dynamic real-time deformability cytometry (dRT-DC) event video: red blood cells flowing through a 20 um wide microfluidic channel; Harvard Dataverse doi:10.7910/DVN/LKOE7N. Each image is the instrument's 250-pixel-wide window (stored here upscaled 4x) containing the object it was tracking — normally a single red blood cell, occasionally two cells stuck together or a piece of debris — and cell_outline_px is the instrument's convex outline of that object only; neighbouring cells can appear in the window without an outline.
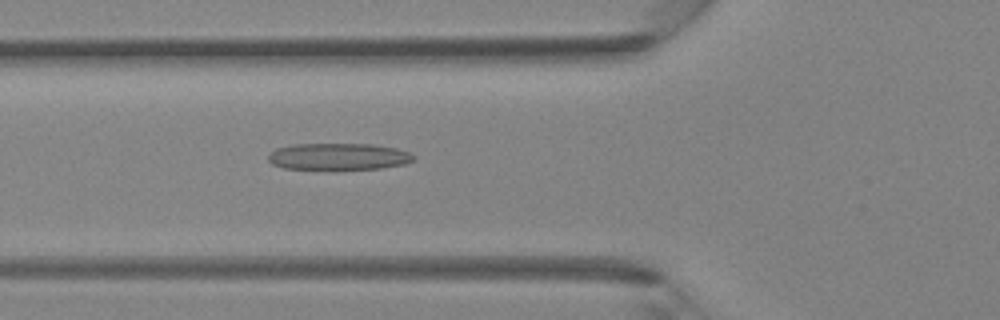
{"species": "Egyptian fruit bat (a non-hibernating species)", "species_latin": "Rousettus aegyptiacus", "temperature_condition": "room temperature", "stored_images_in_passage": 30, "camera_frame_rate_fps": 3000, "um_per_image_px": 0.085, "animal": {"sex": "female"}, "frame": {"image": 1, "passage_image": 3, "time_ms": 0.667, "image_size_px": [1000, 320], "cell_outline_px": [[416, 156], [412, 160], [404, 164], [380, 168], [336, 172], [332, 172], [284, 168], [272, 164], [268, 160], [268, 156], [276, 148], [296, 144], [372, 144], [396, 148], [408, 152]], "centroid_in_image_um": [28.74, 13.35], "position_along_channel_um": 97.1, "area_um2": 23.58}}
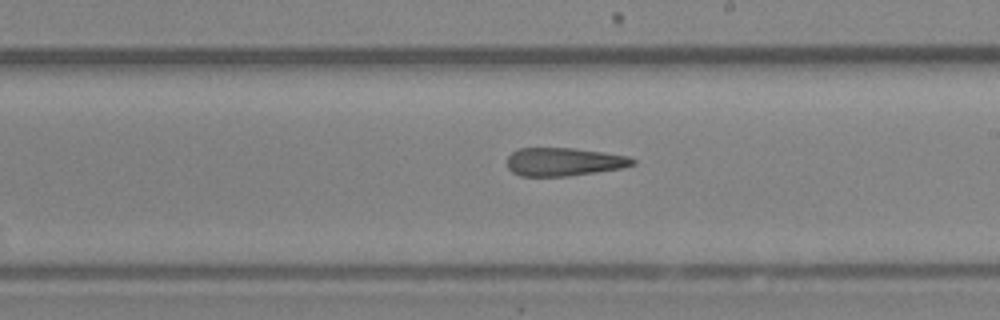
{"frame": {"image": 2, "passage_image": 12, "time_ms": 3.667, "image_size_px": [1000, 320], "cell_outline_px": [[636, 164], [624, 168], [568, 176], [520, 176], [512, 172], [508, 168], [508, 156], [512, 152], [520, 148], [572, 148], [604, 152], [628, 156], [636, 160]], "centroid_in_image_um": [47.96, 13.75], "position_along_channel_um": 241.0, "area_um2": 20.75}}
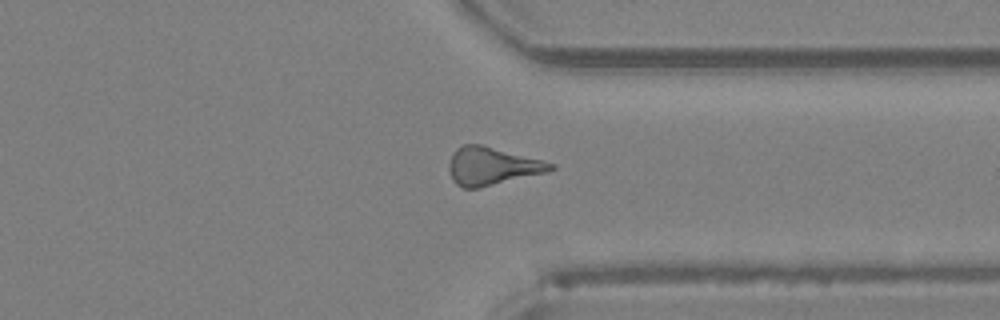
{"frame": {"image": 3, "passage_image": 20, "time_ms": 6.333, "image_size_px": [1000, 320], "cell_outline_px": [[556, 168], [544, 172], [480, 188], [464, 188], [456, 184], [452, 180], [448, 168], [448, 164], [456, 148], [464, 144], [480, 144], [544, 160], [556, 164]], "centroid_in_image_um": [41.8, 14.11], "position_along_channel_um": 369.6, "area_um2": 22.31}}